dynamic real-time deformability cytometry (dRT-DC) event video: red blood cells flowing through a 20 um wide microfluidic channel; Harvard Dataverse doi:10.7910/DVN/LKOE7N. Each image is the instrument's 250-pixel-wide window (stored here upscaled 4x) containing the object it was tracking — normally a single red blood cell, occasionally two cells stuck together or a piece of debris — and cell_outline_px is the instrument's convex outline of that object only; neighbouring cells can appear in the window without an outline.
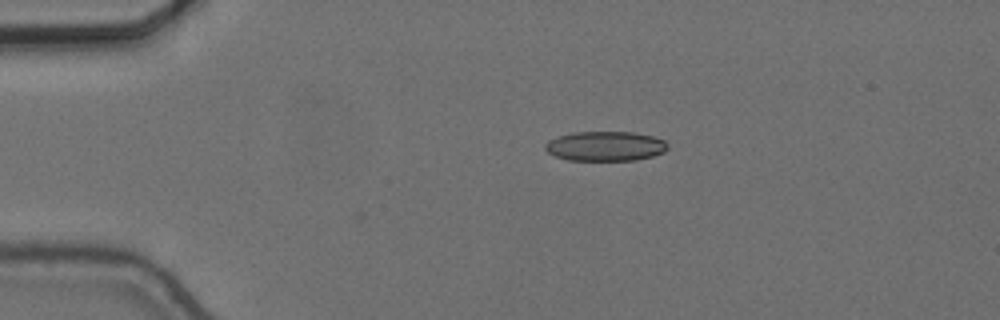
{"species": "common noctule bat (a hibernating species)", "species_latin": "Nyctalus noctula", "temperature_condition": "cold", "stored_images_in_passage": 43, "camera_frame_rate_fps": 3000, "um_per_image_px": 0.085, "animal": {"sex": "female", "body_mass_g": 24.6, "forearm_length_mm": 56.2}, "frame": {"image": 1, "passage_image": 1, "time_ms": 0.0, "image_size_px": [1000, 320], "cell_outline_px": [[668, 148], [664, 152], [652, 156], [636, 160], [568, 160], [556, 156], [548, 152], [544, 148], [544, 144], [548, 140], [556, 136], [572, 132], [632, 132], [652, 136], [664, 140], [668, 144]], "centroid_in_image_um": [51.43, 12.42], "position_along_channel_um": 33.6, "area_um2": 21.27}}
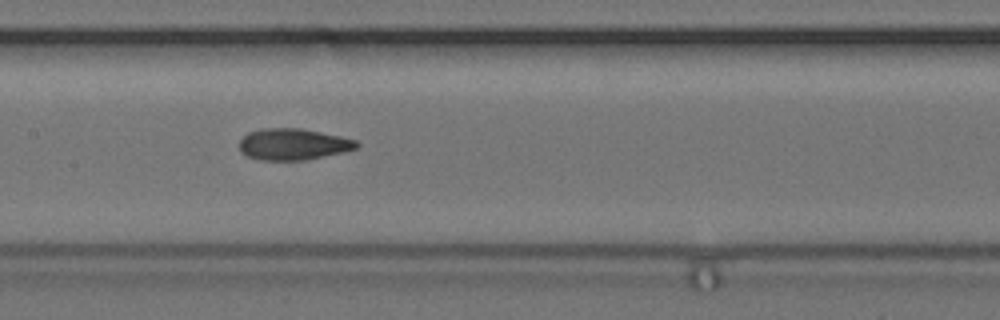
{"frame": {"image": 2, "passage_image": 17, "time_ms": 5.333, "image_size_px": [1000, 320], "cell_outline_px": [[360, 144], [356, 148], [344, 152], [304, 160], [256, 160], [240, 152], [240, 140], [248, 132], [260, 128], [296, 128], [320, 132], [340, 136], [356, 140]], "centroid_in_image_um": [24.89, 12.26], "position_along_channel_um": 182.5, "area_um2": 21.44}}
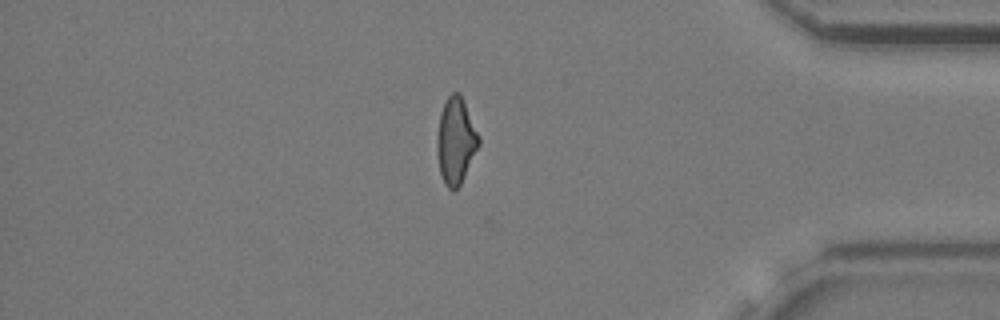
{"frame": {"image": 3, "passage_image": 37, "time_ms": 12.0, "image_size_px": [1000, 320], "cell_outline_px": [[480, 144], [460, 184], [452, 192], [444, 184], [440, 172], [436, 148], [436, 140], [440, 112], [448, 96], [452, 92], [460, 92], [480, 136]], "centroid_in_image_um": [38.74, 11.95], "position_along_channel_um": 396.5, "area_um2": 21.04}, "authors_computed_cell_mechanics": {"area_um2": 21.0392, "velocity_mm_per_s": 3.6725, "shape_relaxation_time_tau1_ms": 6.1423, "shape_relaxation_time_tau2_ms": 2.3843, "deformation_change_tau1": 0.1415, "deformation_change_tau2": 0.0979}}